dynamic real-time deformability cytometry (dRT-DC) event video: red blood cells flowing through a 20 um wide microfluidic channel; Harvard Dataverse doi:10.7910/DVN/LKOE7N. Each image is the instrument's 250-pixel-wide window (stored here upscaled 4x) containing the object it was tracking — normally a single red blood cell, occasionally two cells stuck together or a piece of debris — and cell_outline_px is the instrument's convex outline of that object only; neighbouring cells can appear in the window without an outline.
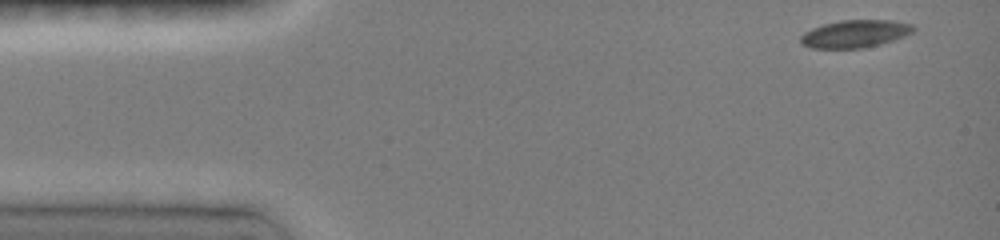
{"species": "common noctule bat (a hibernating species)", "species_latin": "Nyctalus noctula", "temperature_condition": "room temperature", "stored_images_in_passage": 13, "camera_frame_rate_fps": 3000, "um_per_image_px": 0.085, "animal": {"sex": "female", "body_mass_g": 19.0, "forearm_length_mm": 51.5}, "frame": {"image": 1, "passage_image": 1, "time_ms": 0.0, "image_size_px": [1000, 240], "cell_outline_px": [[916, 28], [912, 32], [904, 36], [880, 44], [864, 48], [812, 48], [800, 44], [800, 36], [804, 32], [812, 28], [824, 24], [840, 20], [892, 20], [912, 24]], "centroid_in_image_um": [72.66, 2.87], "position_along_channel_um": 12.3, "area_um2": 18.15}}
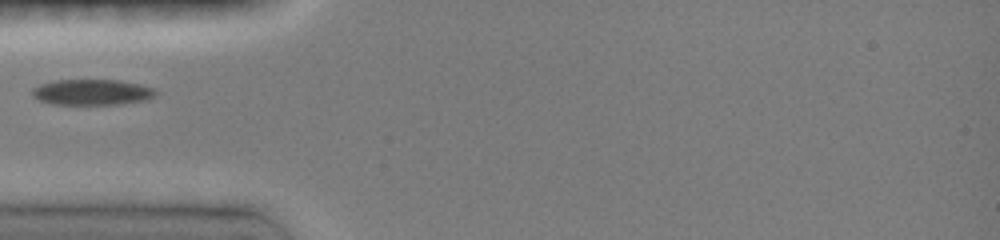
{"frame": {"image": 2, "passage_image": 5, "time_ms": 4.0, "image_size_px": [1000, 240], "cell_outline_px": [[156, 96], [148, 100], [120, 104], [52, 104], [40, 100], [32, 96], [32, 88], [40, 84], [56, 80], [120, 80], [140, 84], [152, 88], [156, 92]], "centroid_in_image_um": [7.83, 7.83], "position_along_channel_um": 77.2, "area_um2": 18.55}}
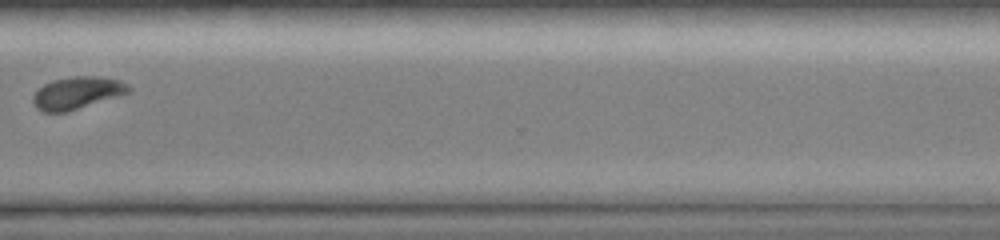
{"frame": {"image": 3, "passage_image": 12, "time_ms": 11.0, "image_size_px": [1000, 240], "cell_outline_px": [[132, 88], [128, 92], [68, 112], [44, 112], [36, 108], [32, 104], [32, 96], [44, 84], [52, 80], [72, 76], [100, 76], [120, 80], [128, 84]], "centroid_in_image_um": [6.52, 7.89], "position_along_channel_um": 364.1, "area_um2": 17.98}}